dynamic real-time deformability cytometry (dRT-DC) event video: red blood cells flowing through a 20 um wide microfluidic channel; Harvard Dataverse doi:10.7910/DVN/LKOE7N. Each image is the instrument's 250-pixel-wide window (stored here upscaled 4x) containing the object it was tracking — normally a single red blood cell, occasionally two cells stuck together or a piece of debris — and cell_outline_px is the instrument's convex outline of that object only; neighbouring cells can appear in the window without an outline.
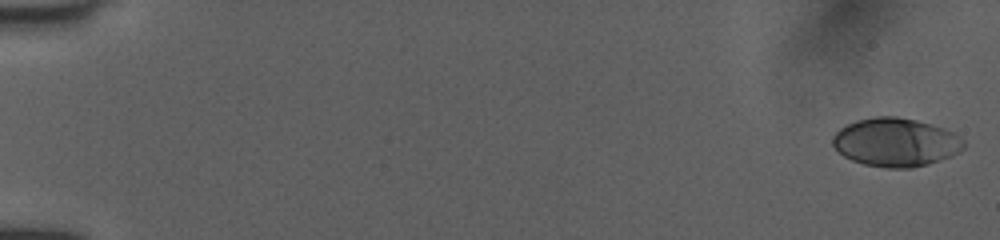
{"species": "human", "species_latin": "Homo sapiens", "temperature_condition": "room temperature", "stored_images_in_passage": 52, "camera_frame_rate_fps": 3000, "um_per_image_px": 0.085, "donor": {"sex": "female"}, "frame": {"image": 1, "passage_image": 1, "time_ms": 0.0, "image_size_px": [1000, 240], "cell_outline_px": [[964, 148], [960, 152], [952, 156], [928, 164], [912, 168], [888, 168], [864, 164], [852, 160], [844, 156], [832, 144], [832, 136], [840, 128], [856, 120], [876, 116], [896, 116], [916, 120], [932, 124], [944, 128], [960, 136], [964, 140]], "centroid_in_image_um": [76.15, 12.09], "position_along_channel_um": 8.8, "area_um2": 37.17}}
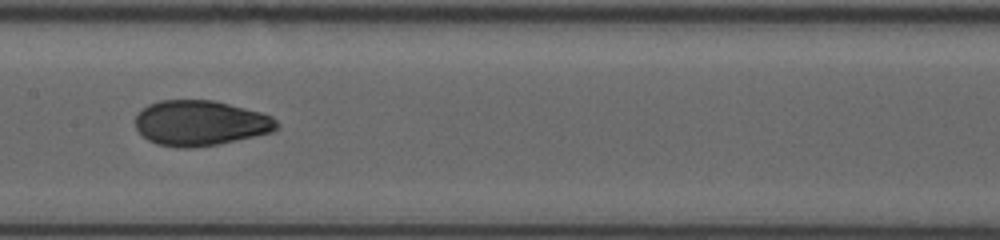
{"frame": {"image": 2, "passage_image": 28, "time_ms": 9.0, "image_size_px": [1000, 240], "cell_outline_px": [[280, 124], [272, 132], [216, 144], [192, 148], [176, 148], [156, 144], [148, 140], [136, 128], [136, 116], [148, 104], [160, 100], [212, 100], [260, 112], [272, 116]], "centroid_in_image_um": [17.01, 10.46], "position_along_channel_um": 190.4, "area_um2": 37.05}}
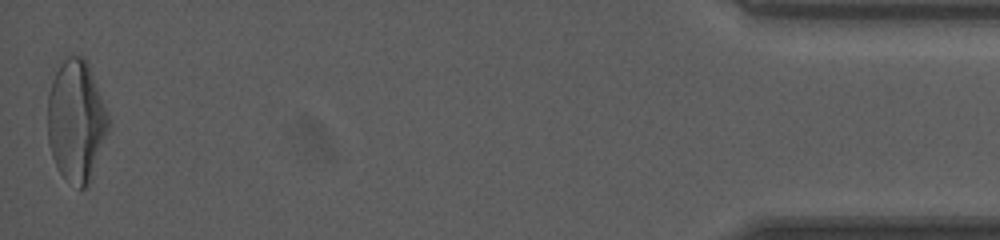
{"frame": {"image": 3, "passage_image": 52, "time_ms": 17.0, "image_size_px": [1000, 240], "cell_outline_px": [[108, 128], [88, 184], [84, 188], [80, 188], [64, 176], [60, 172], [52, 156], [48, 144], [48, 92], [52, 80], [60, 64], [68, 56], [84, 56], [88, 60], [108, 116]], "centroid_in_image_um": [6.45, 10.21], "position_along_channel_um": 428.8, "area_um2": 42.25}, "authors_computed_cell_mechanics": {"area_um2": 37.0498, "velocity_mm_per_s": 4.0214, "shape_relaxation_time_tau1_ms": 4.1305, "shape_relaxation_time_tau2_ms": 1.1889, "deformation_change_tau1": 0.1927, "deformation_change_tau2": 0.0551}}